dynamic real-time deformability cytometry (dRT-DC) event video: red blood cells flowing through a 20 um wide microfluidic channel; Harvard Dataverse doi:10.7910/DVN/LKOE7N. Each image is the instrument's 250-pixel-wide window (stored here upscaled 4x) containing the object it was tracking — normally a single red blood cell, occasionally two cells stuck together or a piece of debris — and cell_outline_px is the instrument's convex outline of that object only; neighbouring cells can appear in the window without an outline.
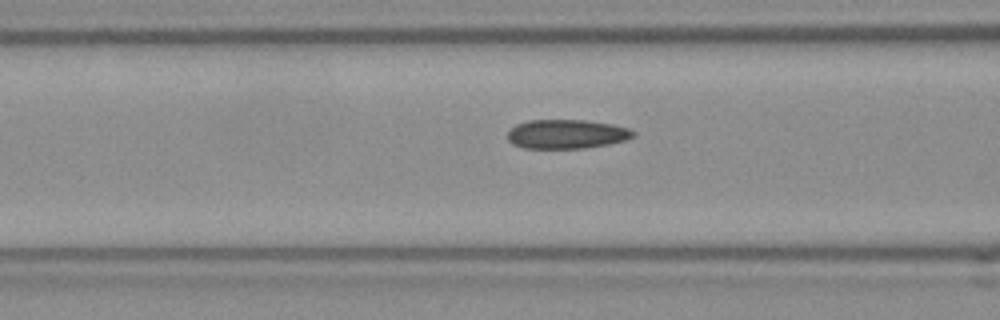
{"species": "Egyptian fruit bat (a non-hibernating species)", "species_latin": "Rousettus aegyptiacus", "temperature_condition": "room temperature", "stored_images_in_passage": 18, "camera_frame_rate_fps": 3000, "um_per_image_px": 0.085, "frame": {"image": 1, "passage_image": 16, "time_ms": 5.0, "image_size_px": [1000, 320], "cell_outline_px": [[636, 136], [624, 140], [608, 144], [584, 148], [524, 148], [512, 144], [508, 140], [508, 132], [516, 124], [528, 120], [584, 120], [612, 124], [628, 128], [636, 132]], "centroid_in_image_um": [48.16, 11.39], "position_along_channel_um": 118.4, "area_um2": 21.33}}